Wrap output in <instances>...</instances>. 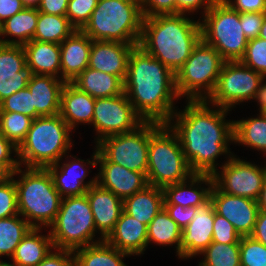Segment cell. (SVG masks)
I'll use <instances>...</instances> for the list:
<instances>
[{
  "label": "cell",
  "mask_w": 266,
  "mask_h": 266,
  "mask_svg": "<svg viewBox=\"0 0 266 266\" xmlns=\"http://www.w3.org/2000/svg\"><path fill=\"white\" fill-rule=\"evenodd\" d=\"M96 99L66 82L61 91L59 115L73 132L79 125L92 124Z\"/></svg>",
  "instance_id": "obj_23"
},
{
  "label": "cell",
  "mask_w": 266,
  "mask_h": 266,
  "mask_svg": "<svg viewBox=\"0 0 266 266\" xmlns=\"http://www.w3.org/2000/svg\"><path fill=\"white\" fill-rule=\"evenodd\" d=\"M13 171L3 162H0V183L12 178Z\"/></svg>",
  "instance_id": "obj_57"
},
{
  "label": "cell",
  "mask_w": 266,
  "mask_h": 266,
  "mask_svg": "<svg viewBox=\"0 0 266 266\" xmlns=\"http://www.w3.org/2000/svg\"><path fill=\"white\" fill-rule=\"evenodd\" d=\"M254 102L257 103L259 107L257 111L259 112H266V78H264L255 93L253 98Z\"/></svg>",
  "instance_id": "obj_56"
},
{
  "label": "cell",
  "mask_w": 266,
  "mask_h": 266,
  "mask_svg": "<svg viewBox=\"0 0 266 266\" xmlns=\"http://www.w3.org/2000/svg\"><path fill=\"white\" fill-rule=\"evenodd\" d=\"M99 237L106 239L123 212V200L112 191L95 184L86 192Z\"/></svg>",
  "instance_id": "obj_20"
},
{
  "label": "cell",
  "mask_w": 266,
  "mask_h": 266,
  "mask_svg": "<svg viewBox=\"0 0 266 266\" xmlns=\"http://www.w3.org/2000/svg\"><path fill=\"white\" fill-rule=\"evenodd\" d=\"M0 112H18L35 119V106L30 90L26 87L5 98L0 103Z\"/></svg>",
  "instance_id": "obj_41"
},
{
  "label": "cell",
  "mask_w": 266,
  "mask_h": 266,
  "mask_svg": "<svg viewBox=\"0 0 266 266\" xmlns=\"http://www.w3.org/2000/svg\"><path fill=\"white\" fill-rule=\"evenodd\" d=\"M105 240L118 250L139 257L147 249V226L123 211Z\"/></svg>",
  "instance_id": "obj_24"
},
{
  "label": "cell",
  "mask_w": 266,
  "mask_h": 266,
  "mask_svg": "<svg viewBox=\"0 0 266 266\" xmlns=\"http://www.w3.org/2000/svg\"><path fill=\"white\" fill-rule=\"evenodd\" d=\"M77 29L66 16H58L38 11V19L33 40L61 44Z\"/></svg>",
  "instance_id": "obj_34"
},
{
  "label": "cell",
  "mask_w": 266,
  "mask_h": 266,
  "mask_svg": "<svg viewBox=\"0 0 266 266\" xmlns=\"http://www.w3.org/2000/svg\"><path fill=\"white\" fill-rule=\"evenodd\" d=\"M163 208V188L152 185L123 200V211L146 226Z\"/></svg>",
  "instance_id": "obj_28"
},
{
  "label": "cell",
  "mask_w": 266,
  "mask_h": 266,
  "mask_svg": "<svg viewBox=\"0 0 266 266\" xmlns=\"http://www.w3.org/2000/svg\"><path fill=\"white\" fill-rule=\"evenodd\" d=\"M266 13H240L242 30L248 40L259 37Z\"/></svg>",
  "instance_id": "obj_46"
},
{
  "label": "cell",
  "mask_w": 266,
  "mask_h": 266,
  "mask_svg": "<svg viewBox=\"0 0 266 266\" xmlns=\"http://www.w3.org/2000/svg\"><path fill=\"white\" fill-rule=\"evenodd\" d=\"M210 198L215 213L225 217L241 236H250L254 230L259 206L257 200L222 192L213 184Z\"/></svg>",
  "instance_id": "obj_16"
},
{
  "label": "cell",
  "mask_w": 266,
  "mask_h": 266,
  "mask_svg": "<svg viewBox=\"0 0 266 266\" xmlns=\"http://www.w3.org/2000/svg\"><path fill=\"white\" fill-rule=\"evenodd\" d=\"M253 239L266 246V212L259 210L254 230L250 235Z\"/></svg>",
  "instance_id": "obj_55"
},
{
  "label": "cell",
  "mask_w": 266,
  "mask_h": 266,
  "mask_svg": "<svg viewBox=\"0 0 266 266\" xmlns=\"http://www.w3.org/2000/svg\"><path fill=\"white\" fill-rule=\"evenodd\" d=\"M138 44L93 40L89 68L118 76L123 82L127 76L130 52Z\"/></svg>",
  "instance_id": "obj_19"
},
{
  "label": "cell",
  "mask_w": 266,
  "mask_h": 266,
  "mask_svg": "<svg viewBox=\"0 0 266 266\" xmlns=\"http://www.w3.org/2000/svg\"><path fill=\"white\" fill-rule=\"evenodd\" d=\"M98 1L99 0H69L66 17L77 30H81L89 21Z\"/></svg>",
  "instance_id": "obj_42"
},
{
  "label": "cell",
  "mask_w": 266,
  "mask_h": 266,
  "mask_svg": "<svg viewBox=\"0 0 266 266\" xmlns=\"http://www.w3.org/2000/svg\"><path fill=\"white\" fill-rule=\"evenodd\" d=\"M214 178L208 174H193L189 179L163 188L164 204L197 207L210 198Z\"/></svg>",
  "instance_id": "obj_21"
},
{
  "label": "cell",
  "mask_w": 266,
  "mask_h": 266,
  "mask_svg": "<svg viewBox=\"0 0 266 266\" xmlns=\"http://www.w3.org/2000/svg\"><path fill=\"white\" fill-rule=\"evenodd\" d=\"M71 83L93 98H109L124 93V82L115 75L87 67Z\"/></svg>",
  "instance_id": "obj_29"
},
{
  "label": "cell",
  "mask_w": 266,
  "mask_h": 266,
  "mask_svg": "<svg viewBox=\"0 0 266 266\" xmlns=\"http://www.w3.org/2000/svg\"><path fill=\"white\" fill-rule=\"evenodd\" d=\"M24 8L22 0H0V25Z\"/></svg>",
  "instance_id": "obj_54"
},
{
  "label": "cell",
  "mask_w": 266,
  "mask_h": 266,
  "mask_svg": "<svg viewBox=\"0 0 266 266\" xmlns=\"http://www.w3.org/2000/svg\"><path fill=\"white\" fill-rule=\"evenodd\" d=\"M233 155L212 176L224 193L258 200L266 178V161L258 165Z\"/></svg>",
  "instance_id": "obj_13"
},
{
  "label": "cell",
  "mask_w": 266,
  "mask_h": 266,
  "mask_svg": "<svg viewBox=\"0 0 266 266\" xmlns=\"http://www.w3.org/2000/svg\"><path fill=\"white\" fill-rule=\"evenodd\" d=\"M2 136V133H1V122H0V137Z\"/></svg>",
  "instance_id": "obj_62"
},
{
  "label": "cell",
  "mask_w": 266,
  "mask_h": 266,
  "mask_svg": "<svg viewBox=\"0 0 266 266\" xmlns=\"http://www.w3.org/2000/svg\"><path fill=\"white\" fill-rule=\"evenodd\" d=\"M143 122L125 93L96 98L91 124L95 131V145L108 136L131 132Z\"/></svg>",
  "instance_id": "obj_14"
},
{
  "label": "cell",
  "mask_w": 266,
  "mask_h": 266,
  "mask_svg": "<svg viewBox=\"0 0 266 266\" xmlns=\"http://www.w3.org/2000/svg\"><path fill=\"white\" fill-rule=\"evenodd\" d=\"M0 266H17V265H15L14 263H12V262H6V261H3V260H1L0 261Z\"/></svg>",
  "instance_id": "obj_61"
},
{
  "label": "cell",
  "mask_w": 266,
  "mask_h": 266,
  "mask_svg": "<svg viewBox=\"0 0 266 266\" xmlns=\"http://www.w3.org/2000/svg\"><path fill=\"white\" fill-rule=\"evenodd\" d=\"M37 19L38 9L29 7L8 18L0 25V43L22 46L27 44L33 40Z\"/></svg>",
  "instance_id": "obj_30"
},
{
  "label": "cell",
  "mask_w": 266,
  "mask_h": 266,
  "mask_svg": "<svg viewBox=\"0 0 266 266\" xmlns=\"http://www.w3.org/2000/svg\"><path fill=\"white\" fill-rule=\"evenodd\" d=\"M23 78L0 79V103L11 94L27 87Z\"/></svg>",
  "instance_id": "obj_52"
},
{
  "label": "cell",
  "mask_w": 266,
  "mask_h": 266,
  "mask_svg": "<svg viewBox=\"0 0 266 266\" xmlns=\"http://www.w3.org/2000/svg\"><path fill=\"white\" fill-rule=\"evenodd\" d=\"M257 113V116L234 120V144L260 151L266 157V113Z\"/></svg>",
  "instance_id": "obj_31"
},
{
  "label": "cell",
  "mask_w": 266,
  "mask_h": 266,
  "mask_svg": "<svg viewBox=\"0 0 266 266\" xmlns=\"http://www.w3.org/2000/svg\"><path fill=\"white\" fill-rule=\"evenodd\" d=\"M72 132L59 114L33 119L25 140L18 147L20 166L47 168L56 164L74 147Z\"/></svg>",
  "instance_id": "obj_5"
},
{
  "label": "cell",
  "mask_w": 266,
  "mask_h": 266,
  "mask_svg": "<svg viewBox=\"0 0 266 266\" xmlns=\"http://www.w3.org/2000/svg\"><path fill=\"white\" fill-rule=\"evenodd\" d=\"M32 227L16 247L10 262L17 266H37L54 248L49 231ZM43 234V235H42Z\"/></svg>",
  "instance_id": "obj_27"
},
{
  "label": "cell",
  "mask_w": 266,
  "mask_h": 266,
  "mask_svg": "<svg viewBox=\"0 0 266 266\" xmlns=\"http://www.w3.org/2000/svg\"><path fill=\"white\" fill-rule=\"evenodd\" d=\"M73 254L75 266H128L124 259L131 256L106 240L76 249Z\"/></svg>",
  "instance_id": "obj_32"
},
{
  "label": "cell",
  "mask_w": 266,
  "mask_h": 266,
  "mask_svg": "<svg viewBox=\"0 0 266 266\" xmlns=\"http://www.w3.org/2000/svg\"><path fill=\"white\" fill-rule=\"evenodd\" d=\"M93 149V154L87 160L67 153L56 164L47 167L54 186L62 197L84 195L91 186L97 184V174L86 182L92 172L90 168L96 167L98 162L97 146Z\"/></svg>",
  "instance_id": "obj_15"
},
{
  "label": "cell",
  "mask_w": 266,
  "mask_h": 266,
  "mask_svg": "<svg viewBox=\"0 0 266 266\" xmlns=\"http://www.w3.org/2000/svg\"><path fill=\"white\" fill-rule=\"evenodd\" d=\"M240 61L266 78V40L259 37L248 40L245 55Z\"/></svg>",
  "instance_id": "obj_40"
},
{
  "label": "cell",
  "mask_w": 266,
  "mask_h": 266,
  "mask_svg": "<svg viewBox=\"0 0 266 266\" xmlns=\"http://www.w3.org/2000/svg\"><path fill=\"white\" fill-rule=\"evenodd\" d=\"M41 0H22V3L25 7L29 8H38Z\"/></svg>",
  "instance_id": "obj_59"
},
{
  "label": "cell",
  "mask_w": 266,
  "mask_h": 266,
  "mask_svg": "<svg viewBox=\"0 0 266 266\" xmlns=\"http://www.w3.org/2000/svg\"><path fill=\"white\" fill-rule=\"evenodd\" d=\"M37 266H75L73 251L53 248Z\"/></svg>",
  "instance_id": "obj_48"
},
{
  "label": "cell",
  "mask_w": 266,
  "mask_h": 266,
  "mask_svg": "<svg viewBox=\"0 0 266 266\" xmlns=\"http://www.w3.org/2000/svg\"><path fill=\"white\" fill-rule=\"evenodd\" d=\"M32 226L21 216L0 219V261L13 256L16 247Z\"/></svg>",
  "instance_id": "obj_36"
},
{
  "label": "cell",
  "mask_w": 266,
  "mask_h": 266,
  "mask_svg": "<svg viewBox=\"0 0 266 266\" xmlns=\"http://www.w3.org/2000/svg\"><path fill=\"white\" fill-rule=\"evenodd\" d=\"M225 63L220 53L202 39L176 72V90L186 101L207 100L213 93Z\"/></svg>",
  "instance_id": "obj_9"
},
{
  "label": "cell",
  "mask_w": 266,
  "mask_h": 266,
  "mask_svg": "<svg viewBox=\"0 0 266 266\" xmlns=\"http://www.w3.org/2000/svg\"><path fill=\"white\" fill-rule=\"evenodd\" d=\"M26 64L37 75H50L60 78V44L31 40L23 45Z\"/></svg>",
  "instance_id": "obj_26"
},
{
  "label": "cell",
  "mask_w": 266,
  "mask_h": 266,
  "mask_svg": "<svg viewBox=\"0 0 266 266\" xmlns=\"http://www.w3.org/2000/svg\"><path fill=\"white\" fill-rule=\"evenodd\" d=\"M92 39L81 30H76L60 44V78L71 82L89 65Z\"/></svg>",
  "instance_id": "obj_22"
},
{
  "label": "cell",
  "mask_w": 266,
  "mask_h": 266,
  "mask_svg": "<svg viewBox=\"0 0 266 266\" xmlns=\"http://www.w3.org/2000/svg\"><path fill=\"white\" fill-rule=\"evenodd\" d=\"M144 17L176 14V0H140Z\"/></svg>",
  "instance_id": "obj_45"
},
{
  "label": "cell",
  "mask_w": 266,
  "mask_h": 266,
  "mask_svg": "<svg viewBox=\"0 0 266 266\" xmlns=\"http://www.w3.org/2000/svg\"><path fill=\"white\" fill-rule=\"evenodd\" d=\"M264 77L241 61H225L213 93L206 100L209 104L232 110L244 102H253L255 93ZM249 100V101H248Z\"/></svg>",
  "instance_id": "obj_12"
},
{
  "label": "cell",
  "mask_w": 266,
  "mask_h": 266,
  "mask_svg": "<svg viewBox=\"0 0 266 266\" xmlns=\"http://www.w3.org/2000/svg\"><path fill=\"white\" fill-rule=\"evenodd\" d=\"M214 207L211 198L196 207V214L190 223L182 229L179 246V259L197 258L212 242Z\"/></svg>",
  "instance_id": "obj_17"
},
{
  "label": "cell",
  "mask_w": 266,
  "mask_h": 266,
  "mask_svg": "<svg viewBox=\"0 0 266 266\" xmlns=\"http://www.w3.org/2000/svg\"><path fill=\"white\" fill-rule=\"evenodd\" d=\"M12 177L17 189L19 215L34 228L48 229L63 198L55 188L49 170L19 166Z\"/></svg>",
  "instance_id": "obj_4"
},
{
  "label": "cell",
  "mask_w": 266,
  "mask_h": 266,
  "mask_svg": "<svg viewBox=\"0 0 266 266\" xmlns=\"http://www.w3.org/2000/svg\"><path fill=\"white\" fill-rule=\"evenodd\" d=\"M241 266H266V246L251 236H242L239 243Z\"/></svg>",
  "instance_id": "obj_39"
},
{
  "label": "cell",
  "mask_w": 266,
  "mask_h": 266,
  "mask_svg": "<svg viewBox=\"0 0 266 266\" xmlns=\"http://www.w3.org/2000/svg\"><path fill=\"white\" fill-rule=\"evenodd\" d=\"M17 154L18 148L2 135L0 137V162L5 163L13 172L20 166Z\"/></svg>",
  "instance_id": "obj_51"
},
{
  "label": "cell",
  "mask_w": 266,
  "mask_h": 266,
  "mask_svg": "<svg viewBox=\"0 0 266 266\" xmlns=\"http://www.w3.org/2000/svg\"><path fill=\"white\" fill-rule=\"evenodd\" d=\"M18 214L17 189L12 177L0 183V219Z\"/></svg>",
  "instance_id": "obj_43"
},
{
  "label": "cell",
  "mask_w": 266,
  "mask_h": 266,
  "mask_svg": "<svg viewBox=\"0 0 266 266\" xmlns=\"http://www.w3.org/2000/svg\"><path fill=\"white\" fill-rule=\"evenodd\" d=\"M33 118L18 112H0L1 133L17 148L25 140Z\"/></svg>",
  "instance_id": "obj_38"
},
{
  "label": "cell",
  "mask_w": 266,
  "mask_h": 266,
  "mask_svg": "<svg viewBox=\"0 0 266 266\" xmlns=\"http://www.w3.org/2000/svg\"><path fill=\"white\" fill-rule=\"evenodd\" d=\"M33 75L22 45L0 43V79L23 78L28 83Z\"/></svg>",
  "instance_id": "obj_35"
},
{
  "label": "cell",
  "mask_w": 266,
  "mask_h": 266,
  "mask_svg": "<svg viewBox=\"0 0 266 266\" xmlns=\"http://www.w3.org/2000/svg\"><path fill=\"white\" fill-rule=\"evenodd\" d=\"M185 102V108H177L166 124L177 135L192 172L213 175L225 163H218L219 157L228 161L235 154L230 148L234 120L226 119L232 110L206 100Z\"/></svg>",
  "instance_id": "obj_1"
},
{
  "label": "cell",
  "mask_w": 266,
  "mask_h": 266,
  "mask_svg": "<svg viewBox=\"0 0 266 266\" xmlns=\"http://www.w3.org/2000/svg\"><path fill=\"white\" fill-rule=\"evenodd\" d=\"M164 209L181 229H184L196 214V207L184 208L181 205L164 204Z\"/></svg>",
  "instance_id": "obj_49"
},
{
  "label": "cell",
  "mask_w": 266,
  "mask_h": 266,
  "mask_svg": "<svg viewBox=\"0 0 266 266\" xmlns=\"http://www.w3.org/2000/svg\"><path fill=\"white\" fill-rule=\"evenodd\" d=\"M143 19L140 0H99L81 31L92 40L139 44Z\"/></svg>",
  "instance_id": "obj_6"
},
{
  "label": "cell",
  "mask_w": 266,
  "mask_h": 266,
  "mask_svg": "<svg viewBox=\"0 0 266 266\" xmlns=\"http://www.w3.org/2000/svg\"><path fill=\"white\" fill-rule=\"evenodd\" d=\"M259 38L266 40V15H265L264 20H263V25L260 29Z\"/></svg>",
  "instance_id": "obj_60"
},
{
  "label": "cell",
  "mask_w": 266,
  "mask_h": 266,
  "mask_svg": "<svg viewBox=\"0 0 266 266\" xmlns=\"http://www.w3.org/2000/svg\"><path fill=\"white\" fill-rule=\"evenodd\" d=\"M201 38L214 47L225 61H240L248 39L242 30L240 13L217 0L200 18Z\"/></svg>",
  "instance_id": "obj_10"
},
{
  "label": "cell",
  "mask_w": 266,
  "mask_h": 266,
  "mask_svg": "<svg viewBox=\"0 0 266 266\" xmlns=\"http://www.w3.org/2000/svg\"><path fill=\"white\" fill-rule=\"evenodd\" d=\"M257 202H258L259 210L266 212V178H265L263 188L261 189V193H260V196Z\"/></svg>",
  "instance_id": "obj_58"
},
{
  "label": "cell",
  "mask_w": 266,
  "mask_h": 266,
  "mask_svg": "<svg viewBox=\"0 0 266 266\" xmlns=\"http://www.w3.org/2000/svg\"><path fill=\"white\" fill-rule=\"evenodd\" d=\"M200 256L202 259L197 266H241L239 243L211 242Z\"/></svg>",
  "instance_id": "obj_37"
},
{
  "label": "cell",
  "mask_w": 266,
  "mask_h": 266,
  "mask_svg": "<svg viewBox=\"0 0 266 266\" xmlns=\"http://www.w3.org/2000/svg\"><path fill=\"white\" fill-rule=\"evenodd\" d=\"M98 166L97 184L104 189L112 191L122 200L149 185L145 173L131 171L119 164L109 162L99 151Z\"/></svg>",
  "instance_id": "obj_18"
},
{
  "label": "cell",
  "mask_w": 266,
  "mask_h": 266,
  "mask_svg": "<svg viewBox=\"0 0 266 266\" xmlns=\"http://www.w3.org/2000/svg\"><path fill=\"white\" fill-rule=\"evenodd\" d=\"M181 234L182 229L163 208L147 225V248L153 243L163 247L173 246L179 259Z\"/></svg>",
  "instance_id": "obj_33"
},
{
  "label": "cell",
  "mask_w": 266,
  "mask_h": 266,
  "mask_svg": "<svg viewBox=\"0 0 266 266\" xmlns=\"http://www.w3.org/2000/svg\"><path fill=\"white\" fill-rule=\"evenodd\" d=\"M194 173L189 167L177 135L162 124L149 139L147 179L149 185L164 188L183 182Z\"/></svg>",
  "instance_id": "obj_8"
},
{
  "label": "cell",
  "mask_w": 266,
  "mask_h": 266,
  "mask_svg": "<svg viewBox=\"0 0 266 266\" xmlns=\"http://www.w3.org/2000/svg\"><path fill=\"white\" fill-rule=\"evenodd\" d=\"M124 93L144 121L161 124L169 121L181 100L175 73L138 45L129 55Z\"/></svg>",
  "instance_id": "obj_2"
},
{
  "label": "cell",
  "mask_w": 266,
  "mask_h": 266,
  "mask_svg": "<svg viewBox=\"0 0 266 266\" xmlns=\"http://www.w3.org/2000/svg\"><path fill=\"white\" fill-rule=\"evenodd\" d=\"M241 237L234 226L225 217L215 213L214 210L212 242L223 244L240 243Z\"/></svg>",
  "instance_id": "obj_44"
},
{
  "label": "cell",
  "mask_w": 266,
  "mask_h": 266,
  "mask_svg": "<svg viewBox=\"0 0 266 266\" xmlns=\"http://www.w3.org/2000/svg\"><path fill=\"white\" fill-rule=\"evenodd\" d=\"M239 13H266V0H222Z\"/></svg>",
  "instance_id": "obj_50"
},
{
  "label": "cell",
  "mask_w": 266,
  "mask_h": 266,
  "mask_svg": "<svg viewBox=\"0 0 266 266\" xmlns=\"http://www.w3.org/2000/svg\"><path fill=\"white\" fill-rule=\"evenodd\" d=\"M161 125L144 121L131 132L102 139L96 144L97 149L109 162L147 175L149 139Z\"/></svg>",
  "instance_id": "obj_11"
},
{
  "label": "cell",
  "mask_w": 266,
  "mask_h": 266,
  "mask_svg": "<svg viewBox=\"0 0 266 266\" xmlns=\"http://www.w3.org/2000/svg\"><path fill=\"white\" fill-rule=\"evenodd\" d=\"M48 230L54 248L70 251L105 240L97 236L98 232L86 194L63 197L58 214Z\"/></svg>",
  "instance_id": "obj_7"
},
{
  "label": "cell",
  "mask_w": 266,
  "mask_h": 266,
  "mask_svg": "<svg viewBox=\"0 0 266 266\" xmlns=\"http://www.w3.org/2000/svg\"><path fill=\"white\" fill-rule=\"evenodd\" d=\"M201 39L199 18L194 20L187 14L156 15L144 17L138 46L176 74Z\"/></svg>",
  "instance_id": "obj_3"
},
{
  "label": "cell",
  "mask_w": 266,
  "mask_h": 266,
  "mask_svg": "<svg viewBox=\"0 0 266 266\" xmlns=\"http://www.w3.org/2000/svg\"><path fill=\"white\" fill-rule=\"evenodd\" d=\"M217 0H176V14L196 15L199 10L201 16L208 11V9ZM196 13V14H195Z\"/></svg>",
  "instance_id": "obj_47"
},
{
  "label": "cell",
  "mask_w": 266,
  "mask_h": 266,
  "mask_svg": "<svg viewBox=\"0 0 266 266\" xmlns=\"http://www.w3.org/2000/svg\"><path fill=\"white\" fill-rule=\"evenodd\" d=\"M68 2L69 0H41L37 9L47 14L66 16Z\"/></svg>",
  "instance_id": "obj_53"
},
{
  "label": "cell",
  "mask_w": 266,
  "mask_h": 266,
  "mask_svg": "<svg viewBox=\"0 0 266 266\" xmlns=\"http://www.w3.org/2000/svg\"><path fill=\"white\" fill-rule=\"evenodd\" d=\"M65 81L50 75L34 74L27 88L32 94L35 118L60 113L61 91Z\"/></svg>",
  "instance_id": "obj_25"
}]
</instances>
